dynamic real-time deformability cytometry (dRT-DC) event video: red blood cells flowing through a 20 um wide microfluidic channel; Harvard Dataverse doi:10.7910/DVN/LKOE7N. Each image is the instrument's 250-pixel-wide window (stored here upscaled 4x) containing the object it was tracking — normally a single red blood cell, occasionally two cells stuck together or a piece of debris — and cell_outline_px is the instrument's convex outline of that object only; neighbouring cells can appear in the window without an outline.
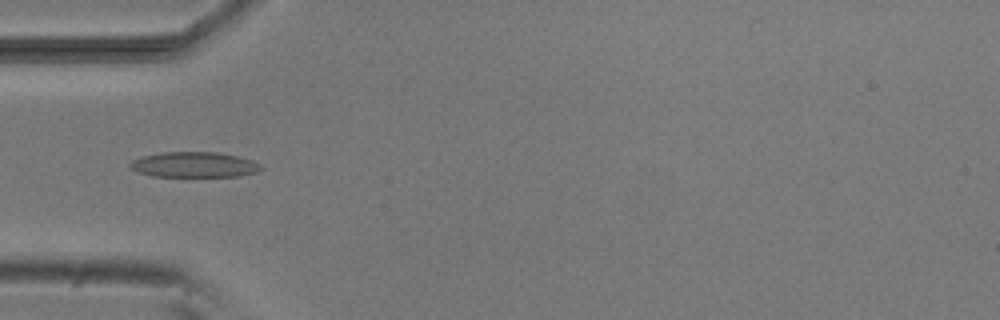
{"species": "common noctule bat (a hibernating species)", "species_latin": "Nyctalus noctula", "temperature_condition": "room temperature", "stored_images_in_passage": 3, "camera_frame_rate_fps": 3000, "um_per_image_px": 0.085, "animal": {"sex": "male", "body_mass_g": 20.5, "forearm_length_mm": 52.5}, "frame": {"image": 1, "passage_image": 3, "time_ms": 3.0, "image_size_px": [1000, 320], "cell_outline_px": [[264, 168], [256, 172], [236, 176], [152, 176], [136, 172], [128, 164], [132, 160], [144, 156], [160, 152], [216, 152], [236, 156], [252, 160], [260, 164]], "centroid_in_image_um": [16.48, 13.99], "position_along_channel_um": 68.5, "area_um2": 19.25}}